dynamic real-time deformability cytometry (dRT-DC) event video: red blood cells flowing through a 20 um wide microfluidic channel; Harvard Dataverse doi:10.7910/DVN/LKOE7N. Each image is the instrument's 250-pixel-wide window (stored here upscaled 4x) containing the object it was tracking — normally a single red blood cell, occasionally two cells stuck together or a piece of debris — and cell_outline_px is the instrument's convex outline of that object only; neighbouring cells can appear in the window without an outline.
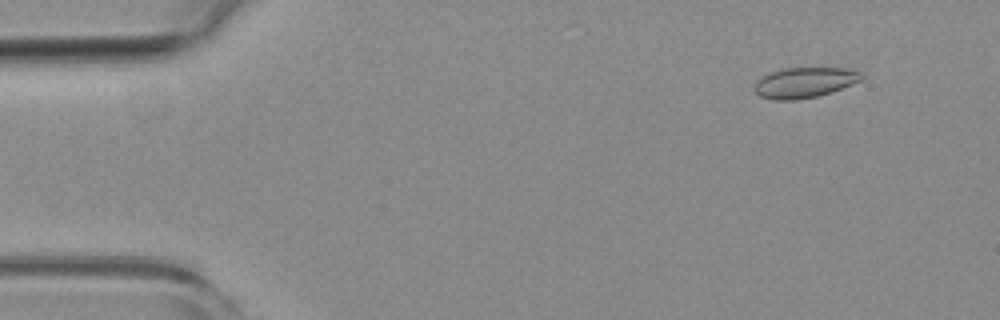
{"species": "common noctule bat (a hibernating species)", "species_latin": "Nyctalus noctula", "temperature_condition": "room temperature", "stored_images_in_passage": 52, "camera_frame_rate_fps": 3000, "um_per_image_px": 0.085, "animal": {"sex": "female", "body_mass_g": 19.3, "forearm_length_mm": 54.1}, "frame": {"image": 1, "passage_image": 5, "time_ms": 1.333, "image_size_px": [1000, 320], "cell_outline_px": [[864, 76], [860, 80], [852, 84], [832, 92], [816, 96], [792, 100], [776, 100], [760, 96], [752, 88], [756, 80], [768, 72], [780, 68], [848, 68], [860, 72]], "centroid_in_image_um": [68.34, 7.0], "position_along_channel_um": 16.7, "area_um2": 19.07}}
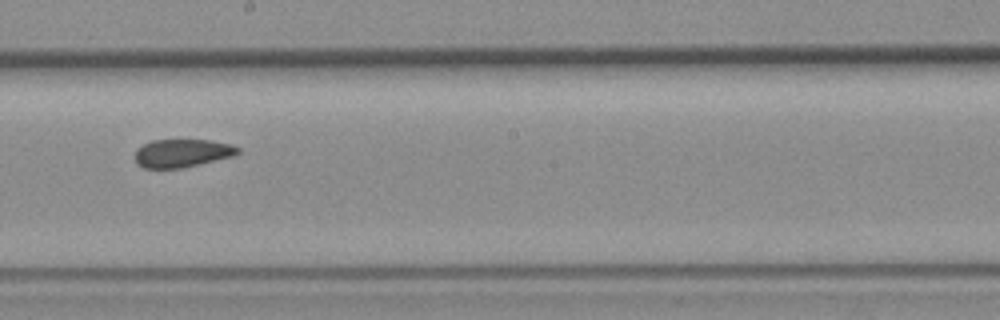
{"frame": {"image": 2, "passage_image": 30, "time_ms": 9.667, "image_size_px": [1000, 320], "cell_outline_px": [[240, 152], [232, 156], [180, 168], [144, 168], [136, 164], [136, 148], [152, 140], [208, 140], [232, 144], [240, 148]], "centroid_in_image_um": [15.47, 13.01], "position_along_channel_um": 232.7, "area_um2": 16.7}}
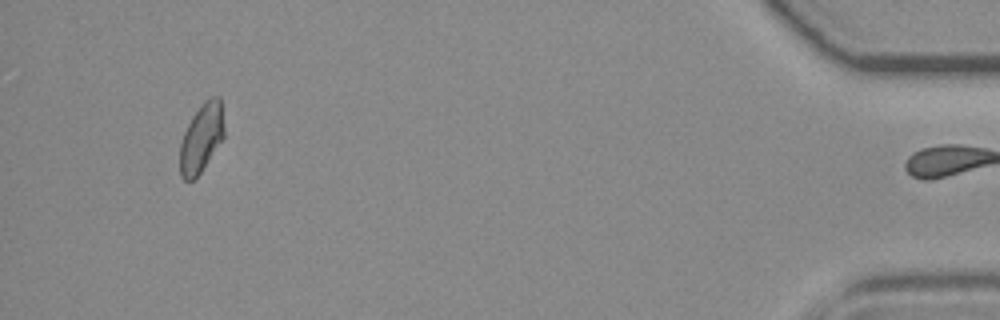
{"frame": {"image": 3, "passage_image": 51, "time_ms": 16.667, "image_size_px": [1000, 320], "cell_outline_px": [[224, 136], [200, 172], [192, 180], [184, 180], [180, 176], [180, 144], [184, 132], [192, 116], [204, 100], [208, 96], [220, 96], [224, 128]], "centroid_in_image_um": [17.11, 11.68], "position_along_channel_um": 418.1, "area_um2": 17.51}, "authors_computed_cell_mechanics": {"area_um2": 18.0914, "velocity_mm_per_s": 3.7864, "shape_relaxation_time_tau1_ms": null, "shape_relaxation_time_tau2_ms": 1.7267, "deformation_change_tau1": null, "deformation_change_tau2": 0.0615}}